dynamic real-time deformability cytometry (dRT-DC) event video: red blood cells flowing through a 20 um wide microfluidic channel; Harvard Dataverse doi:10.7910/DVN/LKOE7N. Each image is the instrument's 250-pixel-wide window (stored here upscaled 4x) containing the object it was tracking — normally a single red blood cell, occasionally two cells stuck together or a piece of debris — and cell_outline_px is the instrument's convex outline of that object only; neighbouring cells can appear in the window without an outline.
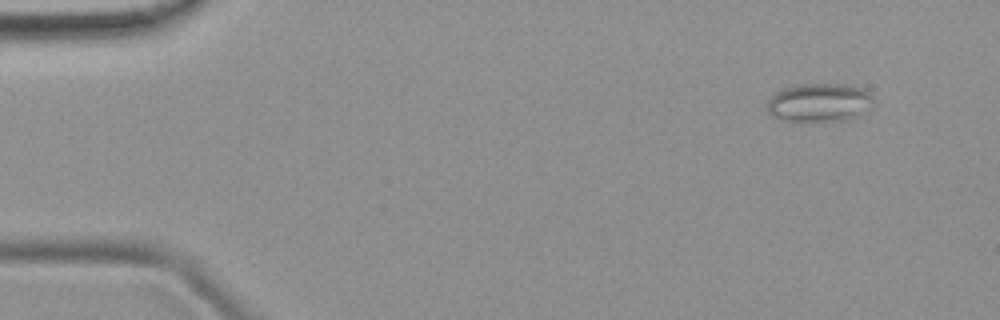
{"species": "common noctule bat (a hibernating species)", "species_latin": "Nyctalus noctula", "temperature_condition": "room temperature", "stored_images_in_passage": 3, "camera_frame_rate_fps": 3000, "um_per_image_px": 0.085, "animal": {"sex": "female", "body_mass_g": 19.9}, "frame": {"image": 1, "passage_image": 1, "time_ms": 0.0, "image_size_px": [1000, 320], "cell_outline_px": [[872, 100], [860, 116], [844, 120], [788, 120], [772, 116], [768, 112], [768, 100], [776, 92], [784, 88], [800, 84], [848, 84], [864, 88], [872, 96]], "centroid_in_image_um": [69.64, 8.69], "position_along_channel_um": 15.4, "area_um2": 23.41}}